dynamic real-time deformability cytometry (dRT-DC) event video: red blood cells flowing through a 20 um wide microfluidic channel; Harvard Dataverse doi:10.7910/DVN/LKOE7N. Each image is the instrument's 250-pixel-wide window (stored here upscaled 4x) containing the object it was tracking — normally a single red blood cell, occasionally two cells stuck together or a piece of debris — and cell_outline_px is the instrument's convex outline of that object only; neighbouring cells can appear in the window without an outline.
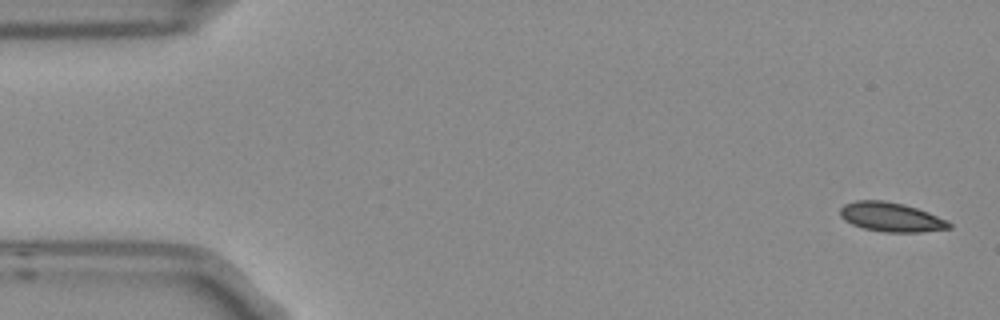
{"species": "Egyptian fruit bat (a non-hibernating species)", "species_latin": "Rousettus aegyptiacus", "temperature_condition": "room temperature", "stored_images_in_passage": 5, "camera_frame_rate_fps": 3000, "um_per_image_px": 0.085, "frame": {"image": 1, "passage_image": 1, "time_ms": 0.0, "image_size_px": [1000, 320], "cell_outline_px": [[952, 228], [920, 232], [884, 232], [864, 228], [852, 224], [844, 220], [840, 216], [840, 208], [844, 204], [856, 200], [884, 200], [904, 204], [928, 212], [948, 220], [952, 224]], "centroid_in_image_um": [75.75, 18.45], "position_along_channel_um": 9.3, "area_um2": 18.67}}
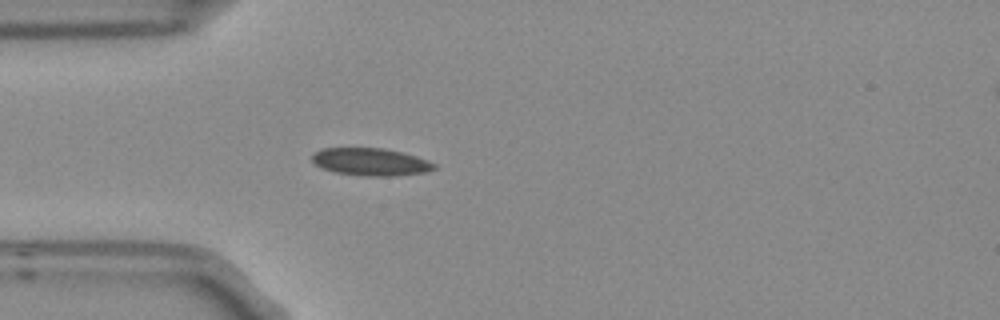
{"frame": {"image": 2, "passage_image": 4, "time_ms": 1.0, "image_size_px": [1000, 320], "cell_outline_px": [[436, 168], [424, 172], [396, 176], [364, 176], [336, 172], [324, 168], [316, 164], [312, 160], [312, 156], [316, 152], [324, 148], [384, 148], [416, 156], [428, 160], [436, 164]], "centroid_in_image_um": [31.54, 13.76], "position_along_channel_um": 53.5, "area_um2": 19.36}}